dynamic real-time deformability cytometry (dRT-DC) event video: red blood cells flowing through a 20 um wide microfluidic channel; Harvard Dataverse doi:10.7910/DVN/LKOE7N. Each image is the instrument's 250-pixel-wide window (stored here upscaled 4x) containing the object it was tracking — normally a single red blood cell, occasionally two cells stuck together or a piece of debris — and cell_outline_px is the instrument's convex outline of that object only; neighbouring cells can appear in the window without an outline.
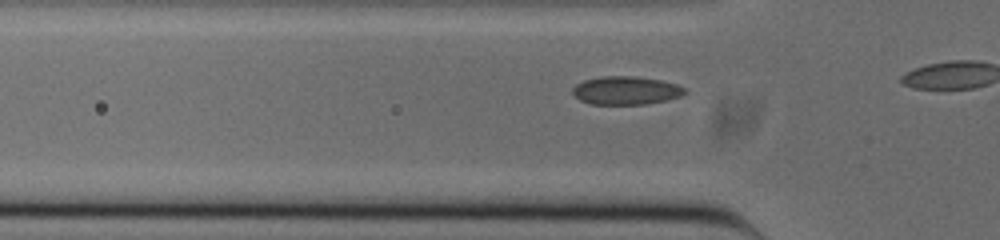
{"species": "common noctule bat (a hibernating species)", "species_latin": "Nyctalus noctula", "temperature_condition": "cold", "stored_images_in_passage": 17, "camera_frame_rate_fps": 3000, "um_per_image_px": 0.085, "animal": {"sex": "male", "body_mass_g": 20.0, "forearm_length_mm": 53.3}, "frame": {"image": 1, "passage_image": 12, "time_ms": 3.667, "image_size_px": [1000, 240], "cell_outline_px": [[688, 92], [680, 96], [668, 100], [644, 104], [592, 104], [580, 100], [572, 92], [572, 88], [576, 84], [584, 80], [600, 76], [636, 76], [660, 80], [676, 84], [684, 88]], "centroid_in_image_um": [53.21, 7.68], "position_along_channel_um": 72.6, "area_um2": 18.5}}
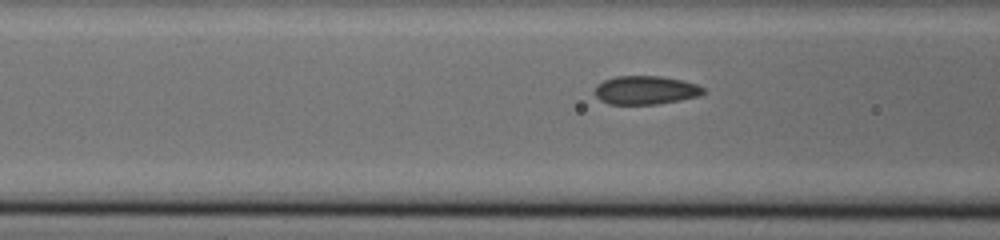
{"frame": {"image": 2, "passage_image": 15, "time_ms": 4.667, "image_size_px": [1000, 240], "cell_outline_px": [[708, 92], [700, 96], [680, 100], [656, 104], [608, 104], [600, 100], [592, 92], [596, 84], [604, 80], [616, 76], [660, 76], [680, 80], [696, 84], [704, 88]], "centroid_in_image_um": [54.85, 7.66], "position_along_channel_um": 111.7, "area_um2": 18.26}}